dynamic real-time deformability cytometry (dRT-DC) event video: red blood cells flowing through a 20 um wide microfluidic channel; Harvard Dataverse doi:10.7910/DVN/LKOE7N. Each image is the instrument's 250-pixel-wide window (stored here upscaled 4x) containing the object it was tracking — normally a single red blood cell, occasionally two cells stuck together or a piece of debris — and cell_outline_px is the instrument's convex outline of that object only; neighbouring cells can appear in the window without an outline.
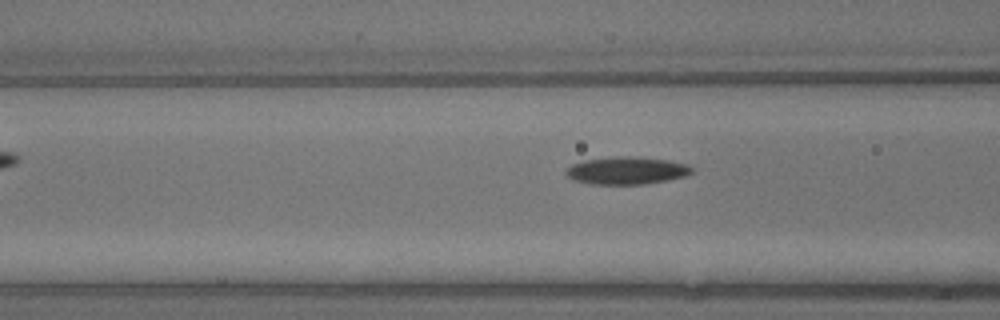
{"species": "common noctule bat (a hibernating species)", "species_latin": "Nyctalus noctula", "temperature_condition": "warm", "stored_images_in_passage": 5, "segment_of_instrument_passage": [2, 2], "camera_frame_rate_fps": 3000, "um_per_image_px": 0.085, "animal": {"sex": "male", "body_mass_g": 13.3}, "frame": {"image": 1, "passage_image": 5, "time_ms": 1.333, "image_size_px": [1000, 320], "cell_outline_px": [[692, 172], [684, 176], [644, 184], [592, 184], [576, 180], [568, 176], [564, 172], [572, 164], [584, 160], [616, 156], [628, 156], [668, 160], [688, 164], [692, 168]], "centroid_in_image_um": [53.25, 14.49], "position_along_channel_um": 113.3, "area_um2": 19.88}}